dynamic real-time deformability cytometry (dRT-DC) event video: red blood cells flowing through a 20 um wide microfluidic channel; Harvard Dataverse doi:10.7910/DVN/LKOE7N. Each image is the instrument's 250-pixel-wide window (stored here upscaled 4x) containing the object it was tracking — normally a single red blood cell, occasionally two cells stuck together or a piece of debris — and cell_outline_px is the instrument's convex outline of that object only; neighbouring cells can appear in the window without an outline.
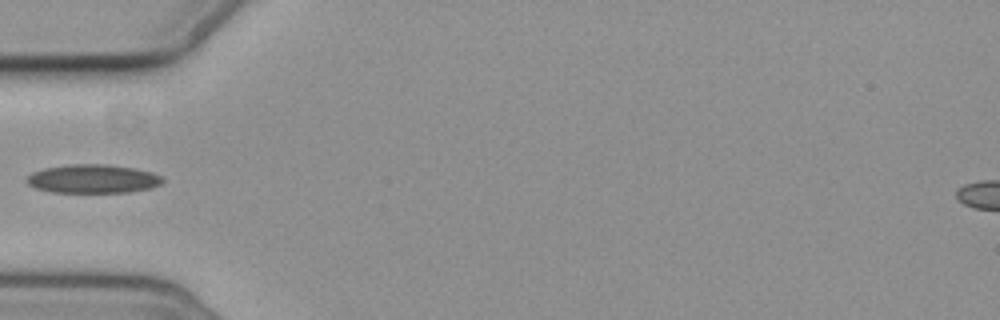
{"species": "common noctule bat (a hibernating species)", "species_latin": "Nyctalus noctula", "temperature_condition": "cold", "stored_images_in_passage": 3, "camera_frame_rate_fps": 3000, "um_per_image_px": 0.085, "animal": {"sex": "female", "body_mass_g": 19.3, "forearm_length_mm": 54.1}, "frame": {"image": 1, "passage_image": 3, "time_ms": 2.333, "image_size_px": [1000, 320], "cell_outline_px": [[164, 180], [160, 184], [152, 188], [128, 192], [52, 192], [36, 188], [28, 184], [24, 180], [32, 172], [44, 168], [68, 164], [108, 164], [132, 168], [152, 172], [160, 176]], "centroid_in_image_um": [7.87, 15.19], "position_along_channel_um": 77.1, "area_um2": 22.72}}